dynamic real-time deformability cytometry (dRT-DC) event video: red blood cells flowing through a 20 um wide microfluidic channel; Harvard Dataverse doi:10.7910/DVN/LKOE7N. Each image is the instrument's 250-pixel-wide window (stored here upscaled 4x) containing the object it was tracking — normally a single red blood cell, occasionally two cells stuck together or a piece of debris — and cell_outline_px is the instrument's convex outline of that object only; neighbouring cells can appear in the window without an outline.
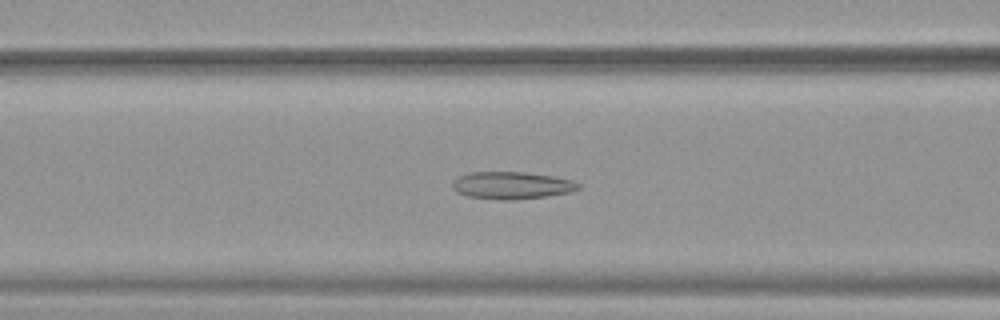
{"species": "common noctule bat (a hibernating species)", "species_latin": "Nyctalus noctula", "temperature_condition": "warm", "stored_images_in_passage": 52, "camera_frame_rate_fps": 3000, "um_per_image_px": 0.085, "animal": {"sex": "female", "body_mass_g": 19.9}, "frame": {"image": 1, "passage_image": 21, "time_ms": 6.667, "image_size_px": [1000, 320], "cell_outline_px": [[580, 188], [568, 192], [548, 196], [516, 200], [500, 200], [468, 196], [456, 192], [452, 188], [452, 180], [456, 176], [468, 172], [524, 172], [552, 176], [572, 180], [580, 184]], "centroid_in_image_um": [43.44, 15.75], "position_along_channel_um": 123.2, "area_um2": 20.23}}
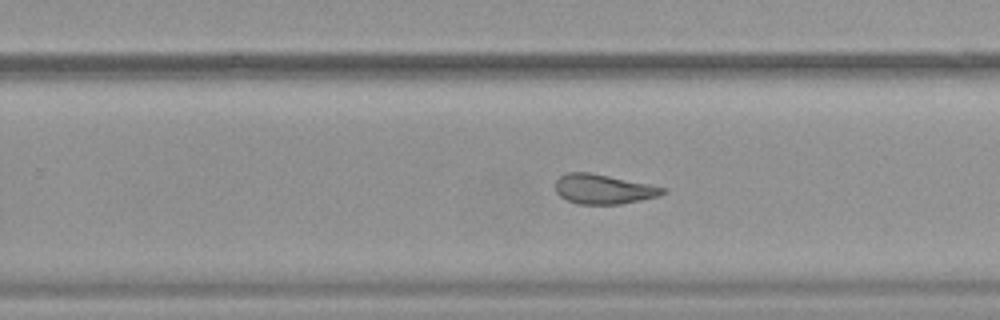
{"frame": {"image": 2, "passage_image": 33, "time_ms": 10.667, "image_size_px": [1000, 320], "cell_outline_px": [[668, 192], [660, 196], [620, 204], [580, 204], [568, 200], [560, 196], [556, 192], [556, 180], [560, 176], [568, 172], [588, 172], [668, 188]], "centroid_in_image_um": [51.32, 16.08], "position_along_channel_um": 278.5, "area_um2": 18.44}}
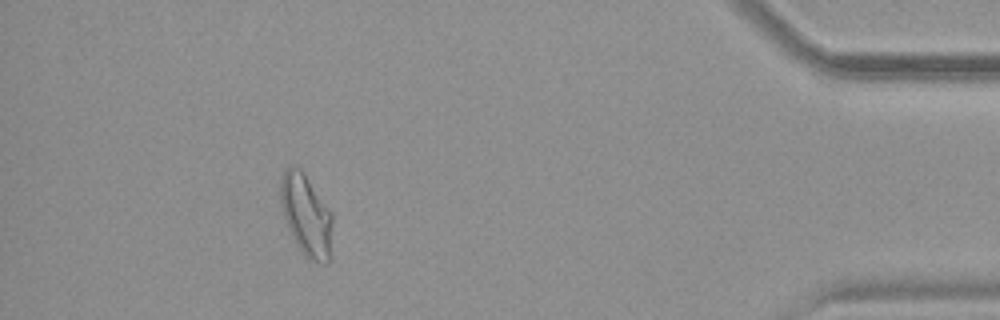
{"frame": {"image": 3, "passage_image": 47, "time_ms": 15.333, "image_size_px": [1000, 320], "cell_outline_px": [[332, 224], [328, 264], [320, 264], [308, 260], [304, 256], [296, 244], [284, 220], [280, 204], [280, 176], [284, 168], [292, 164], [300, 168], [332, 212]], "centroid_in_image_um": [25.99, 18.28], "position_along_channel_um": 409.2, "area_um2": 25.09}, "authors_computed_cell_mechanics": {"area_um2": 22.5709, "velocity_mm_per_s": 3.902, "shape_relaxation_time_tau1_ms": null, "shape_relaxation_time_tau2_ms": 1.8731, "deformation_change_tau1": null, "deformation_change_tau2": 0.0988}}